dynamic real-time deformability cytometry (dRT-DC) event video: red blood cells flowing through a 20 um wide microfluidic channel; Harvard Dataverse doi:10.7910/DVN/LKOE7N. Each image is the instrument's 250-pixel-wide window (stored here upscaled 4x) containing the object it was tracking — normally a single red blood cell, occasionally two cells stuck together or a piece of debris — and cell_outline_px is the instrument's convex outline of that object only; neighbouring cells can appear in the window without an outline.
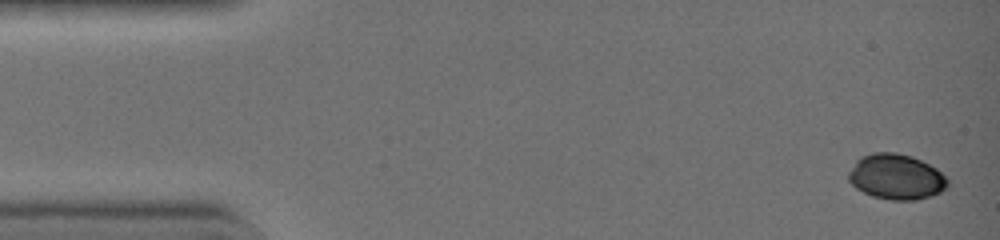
{"species": "common noctule bat (a hibernating species)", "species_latin": "Nyctalus noctula", "temperature_condition": "warm", "stored_images_in_passage": 8, "camera_frame_rate_fps": 3000, "um_per_image_px": 0.085, "animal": {"sex": "female", "body_mass_g": 19.0, "forearm_length_mm": 51.5}, "frame": {"image": 1, "passage_image": 1, "time_ms": 0.0, "image_size_px": [1000, 240], "cell_outline_px": [[948, 184], [940, 192], [916, 200], [892, 200], [872, 196], [856, 188], [848, 180], [848, 172], [856, 160], [860, 156], [872, 152], [896, 152], [912, 156], [936, 168], [948, 180]], "centroid_in_image_um": [76.13, 15.01], "position_along_channel_um": 8.9, "area_um2": 26.13}}
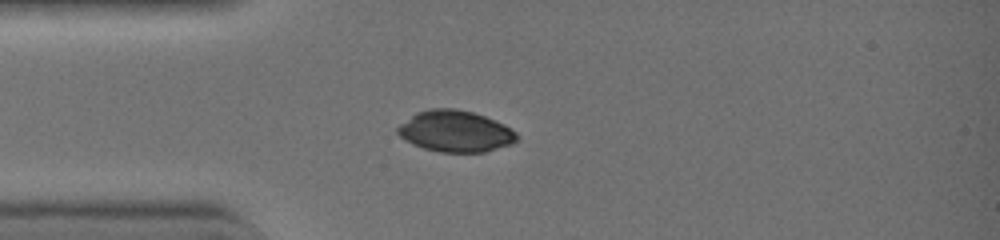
{"frame": {"image": 2, "passage_image": 5, "time_ms": 1.333, "image_size_px": [1000, 240], "cell_outline_px": [[520, 136], [512, 144], [484, 152], [440, 152], [424, 148], [412, 144], [404, 140], [396, 132], [396, 128], [400, 124], [416, 112], [432, 108], [452, 108], [472, 112], [484, 116], [504, 124], [516, 132]], "centroid_in_image_um": [38.69, 11.16], "position_along_channel_um": 46.3, "area_um2": 28.73}}
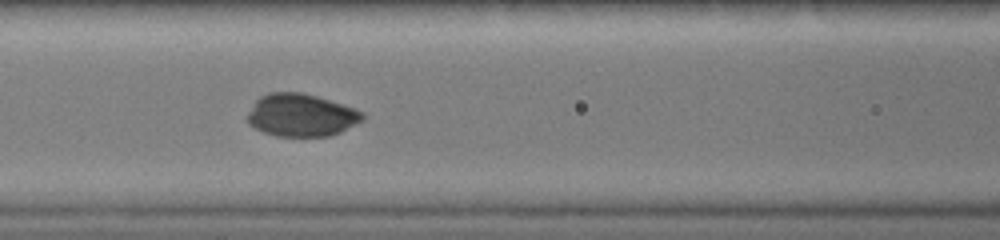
{"frame": {"image": 3, "passage_image": 8, "time_ms": 2.333, "image_size_px": [1000, 240], "cell_outline_px": [[364, 120], [340, 132], [328, 136], [276, 136], [264, 132], [248, 124], [248, 112], [256, 100], [260, 96], [268, 92], [300, 92], [316, 96], [364, 112]], "centroid_in_image_um": [25.58, 9.79], "position_along_channel_um": 141.0, "area_um2": 28.38}}